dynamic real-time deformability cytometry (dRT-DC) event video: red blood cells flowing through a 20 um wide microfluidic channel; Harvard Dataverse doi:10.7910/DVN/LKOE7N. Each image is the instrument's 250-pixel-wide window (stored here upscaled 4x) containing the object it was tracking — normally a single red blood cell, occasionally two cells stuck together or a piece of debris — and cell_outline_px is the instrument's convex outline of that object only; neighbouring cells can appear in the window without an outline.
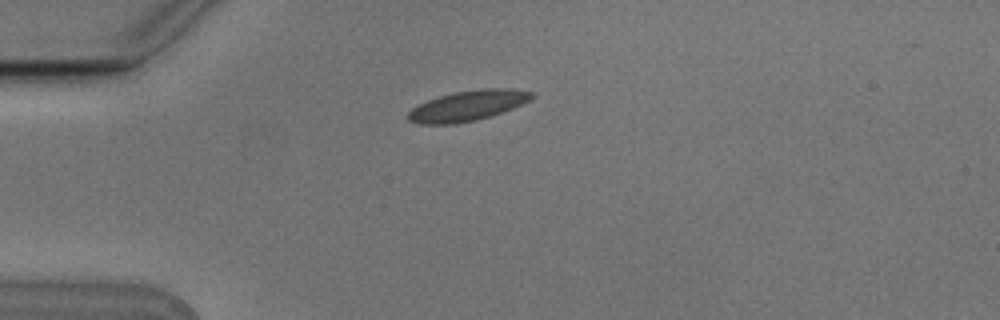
{"species": "Egyptian fruit bat (a non-hibernating species)", "species_latin": "Rousettus aegyptiacus", "temperature_condition": "cold", "stored_images_in_passage": 6, "camera_frame_rate_fps": 3000, "um_per_image_px": 0.085, "animal": {"sex": "male"}, "frame": {"image": 1, "passage_image": 2, "time_ms": 0.333, "image_size_px": [1000, 320], "cell_outline_px": [[536, 96], [512, 108], [492, 116], [476, 120], [452, 124], [420, 124], [408, 120], [408, 112], [412, 108], [428, 100], [452, 92], [480, 88], [508, 88], [536, 92]], "centroid_in_image_um": [39.78, 8.97], "position_along_channel_um": 45.2, "area_um2": 21.85}}
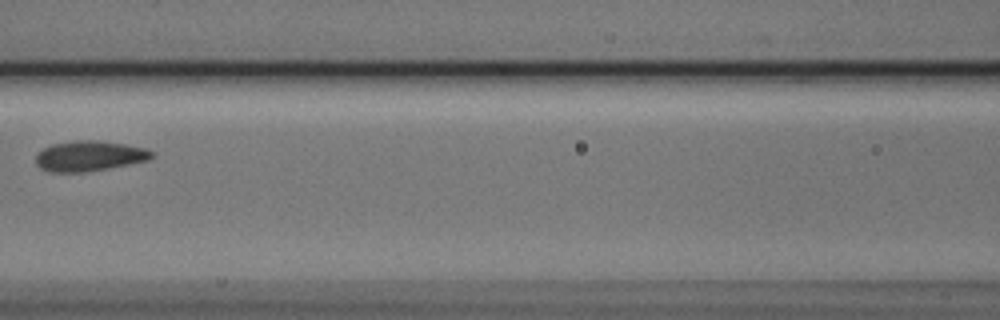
{"frame": {"image": 2, "passage_image": 5, "time_ms": 1.333, "image_size_px": [1000, 320], "cell_outline_px": [[156, 156], [148, 160], [108, 168], [84, 172], [48, 172], [40, 168], [36, 164], [36, 152], [52, 144], [76, 140], [96, 140], [124, 144], [148, 148], [156, 152]], "centroid_in_image_um": [7.61, 13.25], "position_along_channel_um": 159.0, "area_um2": 20.69}}
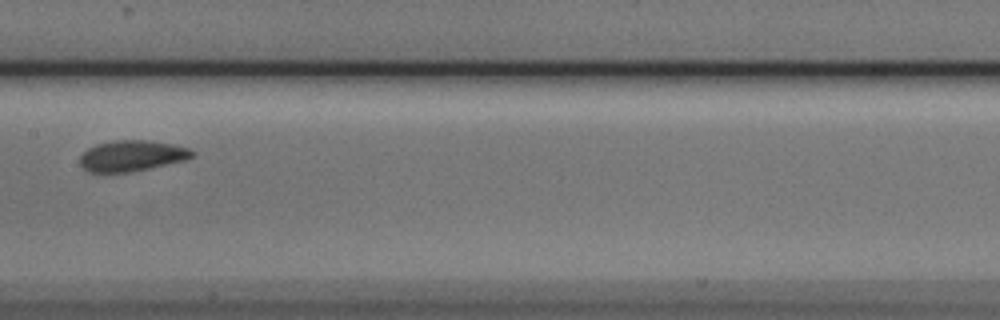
{"frame": {"image": 3, "passage_image": 6, "time_ms": 1.667, "image_size_px": [1000, 320], "cell_outline_px": [[196, 156], [188, 160], [128, 172], [88, 172], [80, 164], [80, 156], [88, 148], [96, 144], [116, 140], [144, 140], [172, 144], [192, 148], [196, 152]], "centroid_in_image_um": [11.27, 13.24], "position_along_channel_um": 196.1, "area_um2": 20.29}}